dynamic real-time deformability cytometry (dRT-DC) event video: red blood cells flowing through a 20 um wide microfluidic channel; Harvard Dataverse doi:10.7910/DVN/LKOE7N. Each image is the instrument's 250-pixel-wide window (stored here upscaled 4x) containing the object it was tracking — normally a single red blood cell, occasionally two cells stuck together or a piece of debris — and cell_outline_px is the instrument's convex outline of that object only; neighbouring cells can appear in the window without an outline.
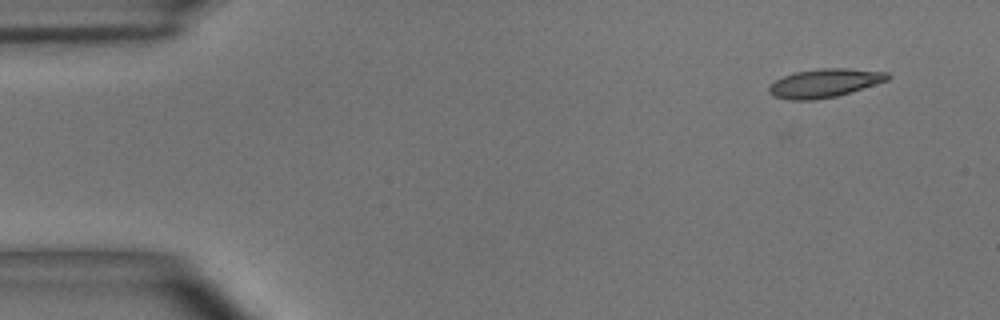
{"species": "common noctule bat (a hibernating species)", "species_latin": "Nyctalus noctula", "temperature_condition": "room temperature", "stored_images_in_passage": 3, "camera_frame_rate_fps": 3000, "um_per_image_px": 0.085, "animal": {"sex": "male", "body_mass_g": 15.6}, "frame": {"image": 1, "passage_image": 3, "time_ms": 0.667, "image_size_px": [1000, 320], "cell_outline_px": [[892, 76], [888, 80], [836, 96], [812, 100], [792, 100], [772, 96], [768, 92], [768, 88], [776, 80], [784, 76], [796, 72], [820, 68], [848, 68], [888, 72]], "centroid_in_image_um": [70.09, 7.05], "position_along_channel_um": 14.9, "area_um2": 19.59}}